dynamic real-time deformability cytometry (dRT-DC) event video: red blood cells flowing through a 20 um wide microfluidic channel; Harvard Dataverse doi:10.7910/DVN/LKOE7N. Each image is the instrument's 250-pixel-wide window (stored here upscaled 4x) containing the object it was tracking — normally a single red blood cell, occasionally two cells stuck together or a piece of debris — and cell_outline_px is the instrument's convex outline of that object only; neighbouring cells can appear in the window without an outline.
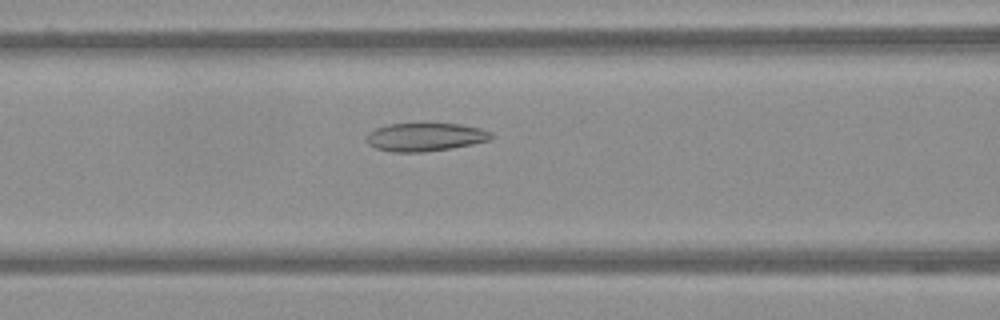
{"species": "Egyptian fruit bat (a non-hibernating species)", "species_latin": "Rousettus aegyptiacus", "temperature_condition": "warm", "stored_images_in_passage": 31, "camera_frame_rate_fps": 3000, "um_per_image_px": 0.085, "frame": {"image": 1, "passage_image": 8, "time_ms": 2.333, "image_size_px": [1000, 320], "cell_outline_px": [[492, 136], [488, 140], [472, 144], [452, 148], [424, 152], [392, 152], [376, 148], [368, 144], [368, 132], [376, 128], [388, 124], [460, 124], [480, 128], [492, 132]], "centroid_in_image_um": [36.14, 11.65], "position_along_channel_um": 130.5, "area_um2": 20.35}}
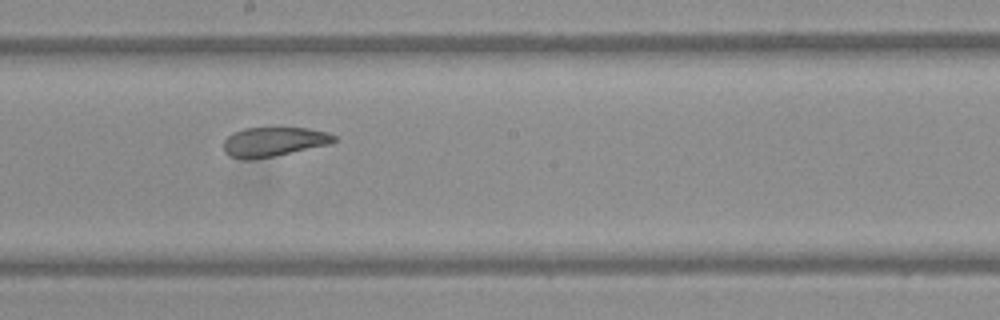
{"frame": {"image": 2, "passage_image": 16, "time_ms": 5.0, "image_size_px": [1000, 320], "cell_outline_px": [[336, 140], [332, 144], [252, 160], [244, 160], [228, 156], [224, 152], [224, 140], [232, 132], [244, 128], [272, 124], [308, 128], [328, 132], [336, 136]], "centroid_in_image_um": [23.26, 11.99], "position_along_channel_um": 224.9, "area_um2": 20.0}}
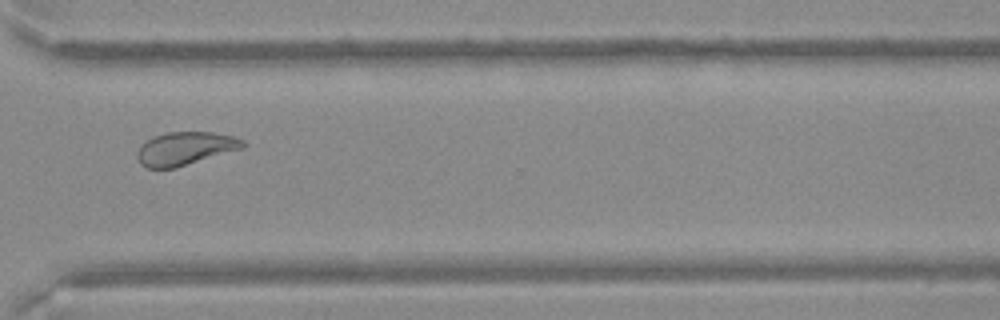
{"frame": {"image": 3, "passage_image": 27, "time_ms": 8.667, "image_size_px": [1000, 320], "cell_outline_px": [[248, 144], [244, 148], [176, 168], [148, 168], [140, 164], [136, 156], [136, 152], [140, 144], [152, 136], [168, 132], [212, 132], [232, 136], [244, 140]], "centroid_in_image_um": [15.73, 12.62], "position_along_channel_um": 354.9, "area_um2": 20.75}}